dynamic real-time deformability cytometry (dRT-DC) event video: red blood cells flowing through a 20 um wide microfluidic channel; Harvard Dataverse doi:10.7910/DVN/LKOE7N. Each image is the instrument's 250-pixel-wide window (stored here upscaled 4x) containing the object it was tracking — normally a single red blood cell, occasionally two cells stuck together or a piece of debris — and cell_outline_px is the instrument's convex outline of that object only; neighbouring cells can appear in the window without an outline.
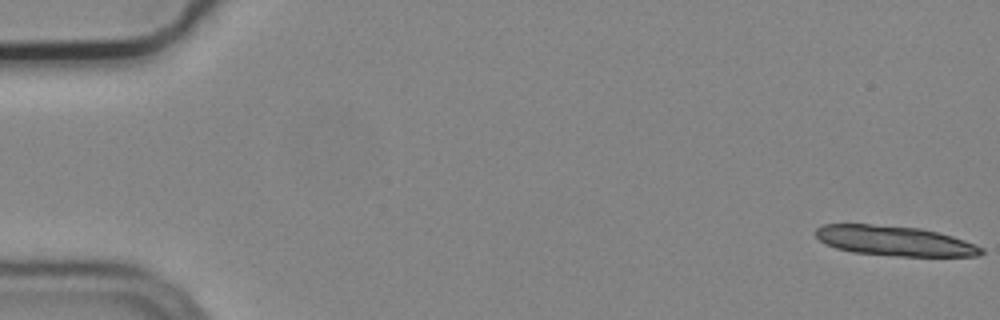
{"species": "common noctule bat (a hibernating species)", "species_latin": "Nyctalus noctula", "temperature_condition": "cold", "stored_images_in_passage": 5, "camera_frame_rate_fps": 3000, "um_per_image_px": 0.085, "animal": {"sex": "male", "body_mass_g": 19.2, "forearm_length_mm": 51.8}, "frame": {"image": 1, "passage_image": 1, "time_ms": 0.0, "image_size_px": [1000, 320], "cell_outline_px": [[984, 252], [980, 256], [900, 256], [852, 252], [836, 248], [820, 240], [816, 236], [816, 228], [824, 224], [872, 224], [920, 228], [952, 236], [976, 244], [984, 248]], "centroid_in_image_um": [76.07, 20.47], "position_along_channel_um": 8.9, "area_um2": 28.78}}